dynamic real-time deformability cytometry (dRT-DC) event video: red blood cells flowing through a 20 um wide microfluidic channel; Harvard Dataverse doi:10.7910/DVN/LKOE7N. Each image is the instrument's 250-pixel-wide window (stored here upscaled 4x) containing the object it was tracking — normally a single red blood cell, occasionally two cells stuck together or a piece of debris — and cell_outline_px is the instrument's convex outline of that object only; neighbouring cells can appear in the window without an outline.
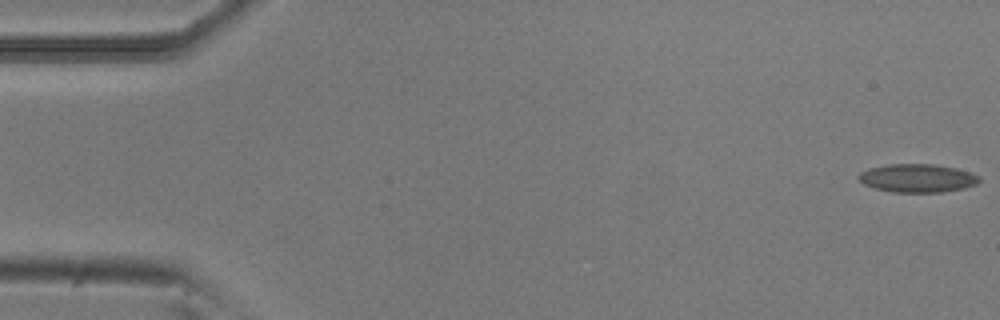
{"species": "common noctule bat (a hibernating species)", "species_latin": "Nyctalus noctula", "temperature_condition": "room temperature", "stored_images_in_passage": 55, "camera_frame_rate_fps": 3000, "um_per_image_px": 0.085, "animal": {"sex": "male", "body_mass_g": 20.5, "forearm_length_mm": 52.5}, "frame": {"image": 1, "passage_image": 1, "time_ms": 0.0, "image_size_px": [1000, 320], "cell_outline_px": [[980, 180], [976, 184], [964, 188], [940, 192], [892, 192], [876, 188], [864, 184], [856, 176], [860, 172], [868, 168], [888, 164], [932, 164], [956, 168], [980, 176]], "centroid_in_image_um": [77.96, 15.14], "position_along_channel_um": 7.0, "area_um2": 19.83}}
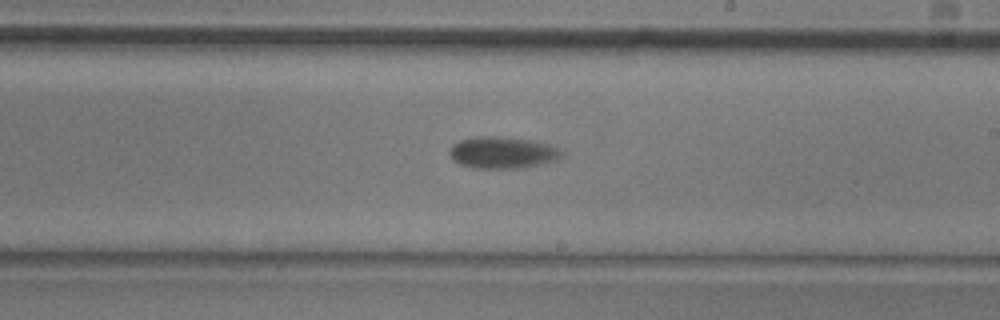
{"frame": {"image": 2, "passage_image": 32, "time_ms": 10.333, "image_size_px": [1000, 320], "cell_outline_px": [[564, 152], [556, 160], [540, 164], [520, 168], [472, 168], [460, 164], [448, 152], [452, 144], [460, 140], [480, 136], [484, 136], [528, 140], [548, 144]], "centroid_in_image_um": [42.68, 12.98], "position_along_channel_um": 246.3, "area_um2": 20.23}}
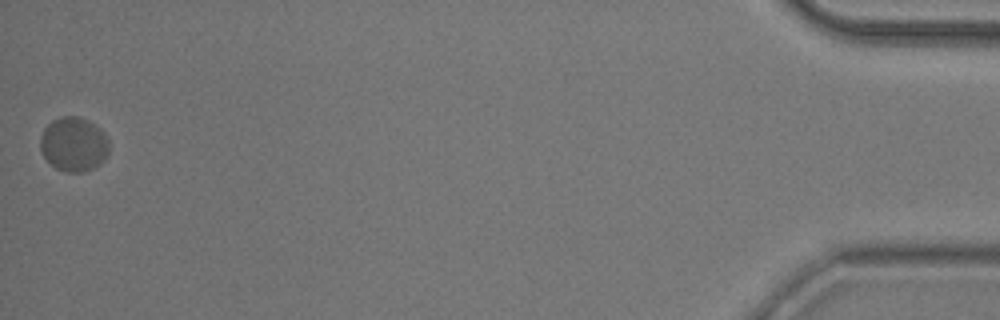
{"frame": {"image": 3, "passage_image": 55, "time_ms": 18.0, "image_size_px": [1000, 320], "cell_outline_px": [[108, 152], [104, 160], [100, 164], [84, 172], [64, 172], [56, 168], [44, 156], [40, 148], [40, 136], [44, 128], [52, 120], [60, 116], [76, 116], [88, 120], [96, 124], [104, 132], [108, 140]], "centroid_in_image_um": [6.27, 12.25], "position_along_channel_um": 428.9, "area_um2": 21.91}}